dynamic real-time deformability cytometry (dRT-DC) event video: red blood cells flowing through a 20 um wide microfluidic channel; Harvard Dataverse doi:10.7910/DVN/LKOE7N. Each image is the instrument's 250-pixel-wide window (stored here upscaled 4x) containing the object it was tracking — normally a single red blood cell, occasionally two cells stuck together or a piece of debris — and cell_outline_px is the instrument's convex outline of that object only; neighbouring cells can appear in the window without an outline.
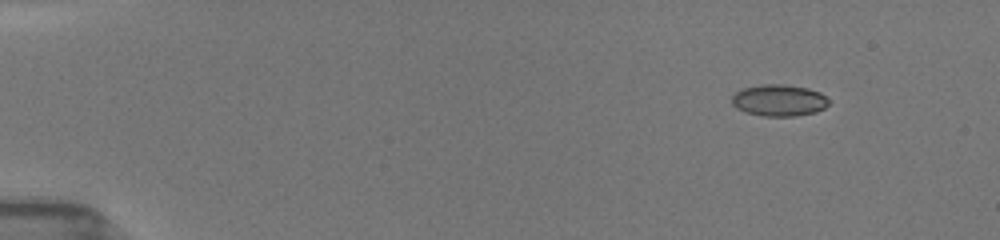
{"species": "common noctule bat (a hibernating species)", "species_latin": "Nyctalus noctula", "temperature_condition": "room temperature", "stored_images_in_passage": 47, "camera_frame_rate_fps": 3000, "um_per_image_px": 0.085, "animal": {"sex": "female", "body_mass_g": 19.5, "forearm_length_mm": 54.1}, "frame": {"image": 1, "passage_image": 1, "time_ms": 0.0, "image_size_px": [1000, 240], "cell_outline_px": [[828, 104], [824, 108], [816, 112], [796, 116], [760, 116], [744, 112], [736, 108], [732, 104], [732, 96], [736, 92], [744, 88], [760, 84], [784, 84], [808, 88], [820, 92], [828, 100]], "centroid_in_image_um": [66.19, 8.53], "position_along_channel_um": 18.8, "area_um2": 17.98}}
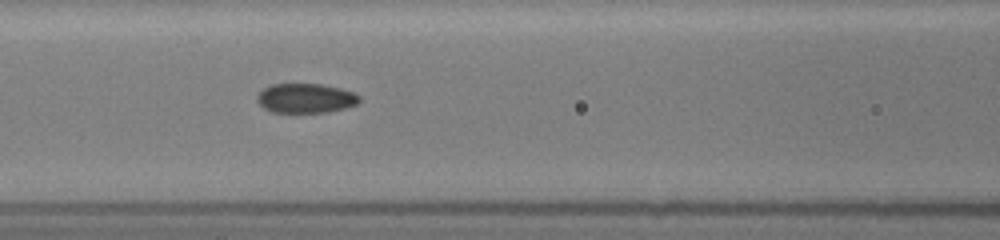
{"frame": {"image": 2, "passage_image": 19, "time_ms": 6.0, "image_size_px": [1000, 240], "cell_outline_px": [[360, 100], [356, 104], [344, 108], [328, 112], [272, 112], [264, 108], [256, 100], [256, 96], [264, 88], [272, 84], [320, 84], [340, 88], [352, 92], [360, 96]], "centroid_in_image_um": [25.96, 8.35], "position_along_channel_um": 140.6, "area_um2": 17.46}}
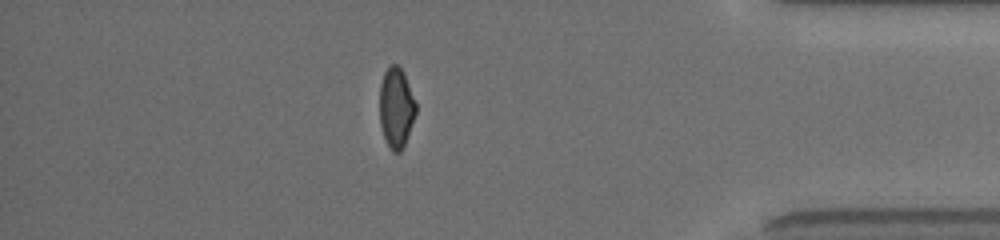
{"frame": {"image": 3, "passage_image": 41, "time_ms": 13.333, "image_size_px": [1000, 240], "cell_outline_px": [[416, 112], [404, 148], [400, 152], [392, 152], [384, 136], [380, 124], [380, 84], [384, 72], [388, 64], [396, 64], [404, 72], [416, 104]], "centroid_in_image_um": [33.67, 9.14], "position_along_channel_um": 401.5, "area_um2": 16.99}, "authors_computed_cell_mechanics": {"area_um2": 17.8024, "velocity_mm_per_s": 3.9711, "shape_relaxation_time_tau1_ms": null, "shape_relaxation_time_tau2_ms": 1.6281, "deformation_change_tau1": null, "deformation_change_tau2": 0.0616}}